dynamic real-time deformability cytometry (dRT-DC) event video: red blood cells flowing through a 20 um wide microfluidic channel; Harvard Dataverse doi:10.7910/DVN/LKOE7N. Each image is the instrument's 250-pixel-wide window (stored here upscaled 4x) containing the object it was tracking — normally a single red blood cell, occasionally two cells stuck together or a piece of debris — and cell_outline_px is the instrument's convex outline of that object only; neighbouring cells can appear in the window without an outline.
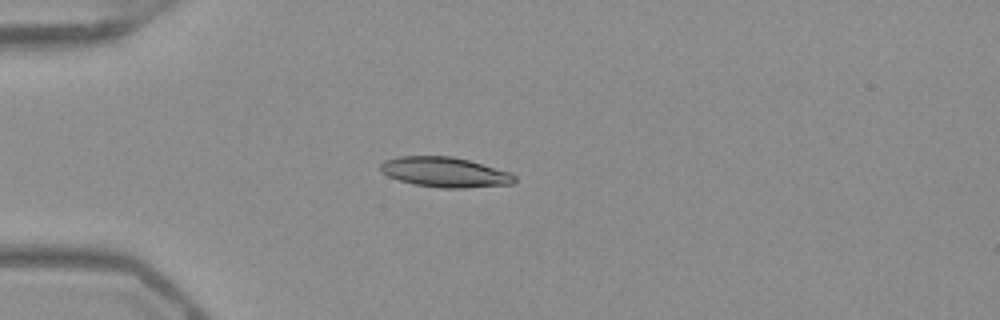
{"species": "Egyptian fruit bat (a non-hibernating species)", "species_latin": "Rousettus aegyptiacus", "temperature_condition": "warm", "stored_images_in_passage": 52, "camera_frame_rate_fps": 3000, "um_per_image_px": 0.085, "frame": {"image": 1, "passage_image": 14, "time_ms": 4.333, "image_size_px": [1000, 320], "cell_outline_px": [[516, 180], [512, 184], [464, 188], [440, 188], [412, 184], [388, 176], [380, 172], [380, 164], [384, 160], [400, 156], [452, 156], [468, 160], [508, 172], [516, 176]], "centroid_in_image_um": [37.77, 14.64], "position_along_channel_um": 47.2, "area_um2": 23.41}}
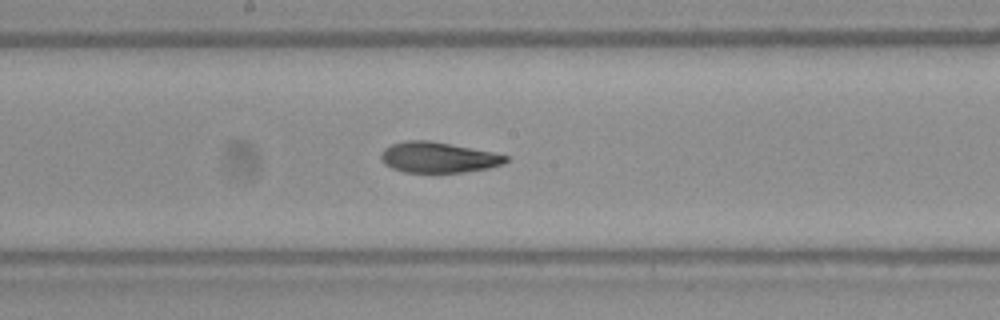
{"frame": {"image": 2, "passage_image": 28, "time_ms": 9.0, "image_size_px": [1000, 320], "cell_outline_px": [[508, 160], [504, 164], [488, 168], [464, 172], [404, 172], [392, 168], [384, 164], [380, 156], [380, 152], [384, 148], [392, 144], [404, 140], [428, 140], [492, 152], [508, 156]], "centroid_in_image_um": [37.22, 13.38], "position_along_channel_um": 211.0, "area_um2": 22.2}}
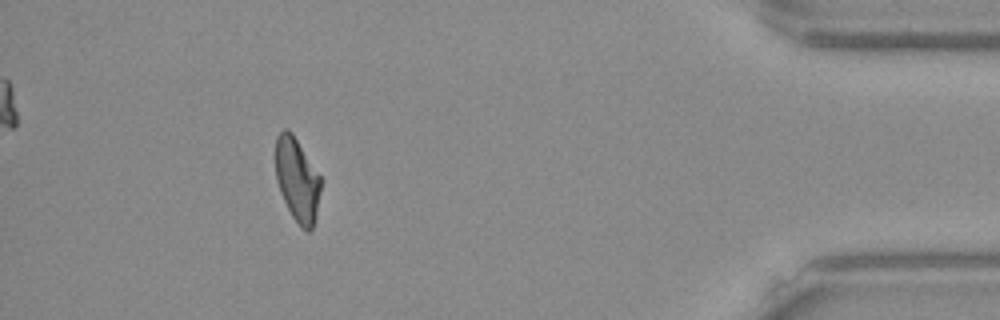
{"frame": {"image": 3, "passage_image": 47, "time_ms": 15.333, "image_size_px": [1000, 320], "cell_outline_px": [[324, 180], [316, 216], [312, 228], [308, 232], [300, 228], [292, 216], [280, 192], [276, 180], [276, 136], [284, 128], [288, 128], [292, 132]], "centroid_in_image_um": [25.3, 15.28], "position_along_channel_um": 409.9, "area_um2": 22.54}, "authors_computed_cell_mechanics": {"area_um2": 22.8888, "velocity_mm_per_s": 3.9481, "shape_relaxation_time_tau1_ms": 7.2342, "shape_relaxation_time_tau2_ms": 2.2888, "deformation_change_tau1": 0.2079, "deformation_change_tau2": 0.0806}}